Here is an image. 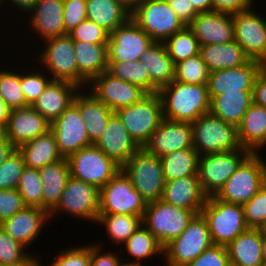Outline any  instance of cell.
<instances>
[{
	"label": "cell",
	"mask_w": 266,
	"mask_h": 266,
	"mask_svg": "<svg viewBox=\"0 0 266 266\" xmlns=\"http://www.w3.org/2000/svg\"><path fill=\"white\" fill-rule=\"evenodd\" d=\"M226 266H235L233 263H229L228 265H226Z\"/></svg>",
	"instance_id": "34e18365"
},
{
	"label": "cell",
	"mask_w": 266,
	"mask_h": 266,
	"mask_svg": "<svg viewBox=\"0 0 266 266\" xmlns=\"http://www.w3.org/2000/svg\"><path fill=\"white\" fill-rule=\"evenodd\" d=\"M89 83L92 85L91 93L113 112L140 101L148 94L140 86L113 77L107 71Z\"/></svg>",
	"instance_id": "2e32d148"
},
{
	"label": "cell",
	"mask_w": 266,
	"mask_h": 266,
	"mask_svg": "<svg viewBox=\"0 0 266 266\" xmlns=\"http://www.w3.org/2000/svg\"><path fill=\"white\" fill-rule=\"evenodd\" d=\"M243 207L248 228L259 229L266 220V183Z\"/></svg>",
	"instance_id": "c3c4849f"
},
{
	"label": "cell",
	"mask_w": 266,
	"mask_h": 266,
	"mask_svg": "<svg viewBox=\"0 0 266 266\" xmlns=\"http://www.w3.org/2000/svg\"><path fill=\"white\" fill-rule=\"evenodd\" d=\"M94 145L121 167L141 148L116 113Z\"/></svg>",
	"instance_id": "7402d4cb"
},
{
	"label": "cell",
	"mask_w": 266,
	"mask_h": 266,
	"mask_svg": "<svg viewBox=\"0 0 266 266\" xmlns=\"http://www.w3.org/2000/svg\"><path fill=\"white\" fill-rule=\"evenodd\" d=\"M170 7L176 13V15L182 20V22L188 26L196 17L198 12L194 9L192 3L189 0H167Z\"/></svg>",
	"instance_id": "6f0895ef"
},
{
	"label": "cell",
	"mask_w": 266,
	"mask_h": 266,
	"mask_svg": "<svg viewBox=\"0 0 266 266\" xmlns=\"http://www.w3.org/2000/svg\"><path fill=\"white\" fill-rule=\"evenodd\" d=\"M0 96L11 110L29 106L21 89L20 75L16 72L0 71Z\"/></svg>",
	"instance_id": "f6af8a7d"
},
{
	"label": "cell",
	"mask_w": 266,
	"mask_h": 266,
	"mask_svg": "<svg viewBox=\"0 0 266 266\" xmlns=\"http://www.w3.org/2000/svg\"><path fill=\"white\" fill-rule=\"evenodd\" d=\"M107 72L113 77L140 86L147 93H158L159 88L150 80L141 61H108Z\"/></svg>",
	"instance_id": "f35d334b"
},
{
	"label": "cell",
	"mask_w": 266,
	"mask_h": 266,
	"mask_svg": "<svg viewBox=\"0 0 266 266\" xmlns=\"http://www.w3.org/2000/svg\"><path fill=\"white\" fill-rule=\"evenodd\" d=\"M26 248L18 241L12 239L0 227V264L12 265L16 263H33L37 258H33L23 250Z\"/></svg>",
	"instance_id": "bcb514c9"
},
{
	"label": "cell",
	"mask_w": 266,
	"mask_h": 266,
	"mask_svg": "<svg viewBox=\"0 0 266 266\" xmlns=\"http://www.w3.org/2000/svg\"><path fill=\"white\" fill-rule=\"evenodd\" d=\"M266 183V163L259 153H251L215 195L218 199L244 205Z\"/></svg>",
	"instance_id": "5b68a950"
},
{
	"label": "cell",
	"mask_w": 266,
	"mask_h": 266,
	"mask_svg": "<svg viewBox=\"0 0 266 266\" xmlns=\"http://www.w3.org/2000/svg\"><path fill=\"white\" fill-rule=\"evenodd\" d=\"M134 263H123V264H120L119 266H142L141 264V260L140 262H137V261H133Z\"/></svg>",
	"instance_id": "2644e50d"
},
{
	"label": "cell",
	"mask_w": 266,
	"mask_h": 266,
	"mask_svg": "<svg viewBox=\"0 0 266 266\" xmlns=\"http://www.w3.org/2000/svg\"><path fill=\"white\" fill-rule=\"evenodd\" d=\"M253 103V91L226 92L210 100V112L224 122L238 126Z\"/></svg>",
	"instance_id": "8d00e7d4"
},
{
	"label": "cell",
	"mask_w": 266,
	"mask_h": 266,
	"mask_svg": "<svg viewBox=\"0 0 266 266\" xmlns=\"http://www.w3.org/2000/svg\"><path fill=\"white\" fill-rule=\"evenodd\" d=\"M191 125L193 148L199 155L234 151L242 148L238 139L237 126L224 122L211 112L201 115Z\"/></svg>",
	"instance_id": "3957f363"
},
{
	"label": "cell",
	"mask_w": 266,
	"mask_h": 266,
	"mask_svg": "<svg viewBox=\"0 0 266 266\" xmlns=\"http://www.w3.org/2000/svg\"><path fill=\"white\" fill-rule=\"evenodd\" d=\"M234 38L252 60L266 58V20L249 9L233 14Z\"/></svg>",
	"instance_id": "ac0fdd59"
},
{
	"label": "cell",
	"mask_w": 266,
	"mask_h": 266,
	"mask_svg": "<svg viewBox=\"0 0 266 266\" xmlns=\"http://www.w3.org/2000/svg\"><path fill=\"white\" fill-rule=\"evenodd\" d=\"M16 189L27 206L42 208V184L39 169L25 167Z\"/></svg>",
	"instance_id": "ee69618b"
},
{
	"label": "cell",
	"mask_w": 266,
	"mask_h": 266,
	"mask_svg": "<svg viewBox=\"0 0 266 266\" xmlns=\"http://www.w3.org/2000/svg\"><path fill=\"white\" fill-rule=\"evenodd\" d=\"M97 223L105 225L110 239L122 244L141 226L142 217L137 215L99 214Z\"/></svg>",
	"instance_id": "ab89813d"
},
{
	"label": "cell",
	"mask_w": 266,
	"mask_h": 266,
	"mask_svg": "<svg viewBox=\"0 0 266 266\" xmlns=\"http://www.w3.org/2000/svg\"><path fill=\"white\" fill-rule=\"evenodd\" d=\"M201 214L214 244L227 246L248 229L243 205L222 201L215 195L207 197Z\"/></svg>",
	"instance_id": "7a4b0ae2"
},
{
	"label": "cell",
	"mask_w": 266,
	"mask_h": 266,
	"mask_svg": "<svg viewBox=\"0 0 266 266\" xmlns=\"http://www.w3.org/2000/svg\"><path fill=\"white\" fill-rule=\"evenodd\" d=\"M262 69V61L250 59L242 66L209 73L207 87L210 100L226 92L253 91L256 78Z\"/></svg>",
	"instance_id": "d6986e66"
},
{
	"label": "cell",
	"mask_w": 266,
	"mask_h": 266,
	"mask_svg": "<svg viewBox=\"0 0 266 266\" xmlns=\"http://www.w3.org/2000/svg\"><path fill=\"white\" fill-rule=\"evenodd\" d=\"M263 63V68H266V58L262 61Z\"/></svg>",
	"instance_id": "753ad0ef"
},
{
	"label": "cell",
	"mask_w": 266,
	"mask_h": 266,
	"mask_svg": "<svg viewBox=\"0 0 266 266\" xmlns=\"http://www.w3.org/2000/svg\"><path fill=\"white\" fill-rule=\"evenodd\" d=\"M196 214L193 211L163 202L147 203L142 224L165 247L179 237Z\"/></svg>",
	"instance_id": "52a82bcc"
},
{
	"label": "cell",
	"mask_w": 266,
	"mask_h": 266,
	"mask_svg": "<svg viewBox=\"0 0 266 266\" xmlns=\"http://www.w3.org/2000/svg\"><path fill=\"white\" fill-rule=\"evenodd\" d=\"M24 168L23 156L15 149L0 165V189L16 188Z\"/></svg>",
	"instance_id": "7dc6e473"
},
{
	"label": "cell",
	"mask_w": 266,
	"mask_h": 266,
	"mask_svg": "<svg viewBox=\"0 0 266 266\" xmlns=\"http://www.w3.org/2000/svg\"><path fill=\"white\" fill-rule=\"evenodd\" d=\"M40 261H38V259H36L33 263H16V264H12V265H1L0 266H41Z\"/></svg>",
	"instance_id": "003e7915"
},
{
	"label": "cell",
	"mask_w": 266,
	"mask_h": 266,
	"mask_svg": "<svg viewBox=\"0 0 266 266\" xmlns=\"http://www.w3.org/2000/svg\"><path fill=\"white\" fill-rule=\"evenodd\" d=\"M22 154L25 167L40 169L47 164L64 159L58 149L56 138L51 130L31 139L18 148Z\"/></svg>",
	"instance_id": "d590c367"
},
{
	"label": "cell",
	"mask_w": 266,
	"mask_h": 266,
	"mask_svg": "<svg viewBox=\"0 0 266 266\" xmlns=\"http://www.w3.org/2000/svg\"><path fill=\"white\" fill-rule=\"evenodd\" d=\"M70 176L101 189L120 170L121 166L94 144L71 154L67 158Z\"/></svg>",
	"instance_id": "8fae6325"
},
{
	"label": "cell",
	"mask_w": 266,
	"mask_h": 266,
	"mask_svg": "<svg viewBox=\"0 0 266 266\" xmlns=\"http://www.w3.org/2000/svg\"><path fill=\"white\" fill-rule=\"evenodd\" d=\"M74 51L78 65V87L107 71V44H93L74 41Z\"/></svg>",
	"instance_id": "4316f807"
},
{
	"label": "cell",
	"mask_w": 266,
	"mask_h": 266,
	"mask_svg": "<svg viewBox=\"0 0 266 266\" xmlns=\"http://www.w3.org/2000/svg\"><path fill=\"white\" fill-rule=\"evenodd\" d=\"M46 48L41 54V65L48 68L52 80L67 81L78 86V65L74 41L66 34L45 40Z\"/></svg>",
	"instance_id": "5bb4252c"
},
{
	"label": "cell",
	"mask_w": 266,
	"mask_h": 266,
	"mask_svg": "<svg viewBox=\"0 0 266 266\" xmlns=\"http://www.w3.org/2000/svg\"><path fill=\"white\" fill-rule=\"evenodd\" d=\"M100 209V189L82 180L69 177L57 206L49 213L66 211L78 218L97 222Z\"/></svg>",
	"instance_id": "4fadbf2b"
},
{
	"label": "cell",
	"mask_w": 266,
	"mask_h": 266,
	"mask_svg": "<svg viewBox=\"0 0 266 266\" xmlns=\"http://www.w3.org/2000/svg\"><path fill=\"white\" fill-rule=\"evenodd\" d=\"M147 202L120 170L100 189L99 214L137 215L143 217Z\"/></svg>",
	"instance_id": "30bf717a"
},
{
	"label": "cell",
	"mask_w": 266,
	"mask_h": 266,
	"mask_svg": "<svg viewBox=\"0 0 266 266\" xmlns=\"http://www.w3.org/2000/svg\"><path fill=\"white\" fill-rule=\"evenodd\" d=\"M200 46L234 41L233 15L217 11L198 13L188 25Z\"/></svg>",
	"instance_id": "44dd1931"
},
{
	"label": "cell",
	"mask_w": 266,
	"mask_h": 266,
	"mask_svg": "<svg viewBox=\"0 0 266 266\" xmlns=\"http://www.w3.org/2000/svg\"><path fill=\"white\" fill-rule=\"evenodd\" d=\"M27 205L16 188L0 189V223L12 217Z\"/></svg>",
	"instance_id": "db71d44e"
},
{
	"label": "cell",
	"mask_w": 266,
	"mask_h": 266,
	"mask_svg": "<svg viewBox=\"0 0 266 266\" xmlns=\"http://www.w3.org/2000/svg\"><path fill=\"white\" fill-rule=\"evenodd\" d=\"M50 218L49 213L40 207L26 206L12 217L0 223L3 229L12 239L18 241L23 246L32 244L36 236L40 234L44 223Z\"/></svg>",
	"instance_id": "d4e9b609"
},
{
	"label": "cell",
	"mask_w": 266,
	"mask_h": 266,
	"mask_svg": "<svg viewBox=\"0 0 266 266\" xmlns=\"http://www.w3.org/2000/svg\"><path fill=\"white\" fill-rule=\"evenodd\" d=\"M229 263L226 246L213 244L187 266H226Z\"/></svg>",
	"instance_id": "11a10c76"
},
{
	"label": "cell",
	"mask_w": 266,
	"mask_h": 266,
	"mask_svg": "<svg viewBox=\"0 0 266 266\" xmlns=\"http://www.w3.org/2000/svg\"><path fill=\"white\" fill-rule=\"evenodd\" d=\"M259 231H260V233L262 234V236H266V220H265V222L260 226Z\"/></svg>",
	"instance_id": "8c879c8a"
},
{
	"label": "cell",
	"mask_w": 266,
	"mask_h": 266,
	"mask_svg": "<svg viewBox=\"0 0 266 266\" xmlns=\"http://www.w3.org/2000/svg\"><path fill=\"white\" fill-rule=\"evenodd\" d=\"M253 102L266 108V68L260 71L254 83Z\"/></svg>",
	"instance_id": "91938a15"
},
{
	"label": "cell",
	"mask_w": 266,
	"mask_h": 266,
	"mask_svg": "<svg viewBox=\"0 0 266 266\" xmlns=\"http://www.w3.org/2000/svg\"><path fill=\"white\" fill-rule=\"evenodd\" d=\"M200 55L210 73L239 67L250 60L243 48L235 40L223 44L200 46Z\"/></svg>",
	"instance_id": "e575fe53"
},
{
	"label": "cell",
	"mask_w": 266,
	"mask_h": 266,
	"mask_svg": "<svg viewBox=\"0 0 266 266\" xmlns=\"http://www.w3.org/2000/svg\"><path fill=\"white\" fill-rule=\"evenodd\" d=\"M43 76L42 73H32L20 75L21 89L26 98V102L32 105L33 102L42 94L47 85L52 81L50 78ZM50 79V80H49Z\"/></svg>",
	"instance_id": "f907efd6"
},
{
	"label": "cell",
	"mask_w": 266,
	"mask_h": 266,
	"mask_svg": "<svg viewBox=\"0 0 266 266\" xmlns=\"http://www.w3.org/2000/svg\"><path fill=\"white\" fill-rule=\"evenodd\" d=\"M7 140V129L5 124L0 123V143Z\"/></svg>",
	"instance_id": "03108f58"
},
{
	"label": "cell",
	"mask_w": 266,
	"mask_h": 266,
	"mask_svg": "<svg viewBox=\"0 0 266 266\" xmlns=\"http://www.w3.org/2000/svg\"><path fill=\"white\" fill-rule=\"evenodd\" d=\"M212 11L236 14L251 9L253 0H211ZM251 5V6H250Z\"/></svg>",
	"instance_id": "9f6ffc18"
},
{
	"label": "cell",
	"mask_w": 266,
	"mask_h": 266,
	"mask_svg": "<svg viewBox=\"0 0 266 266\" xmlns=\"http://www.w3.org/2000/svg\"><path fill=\"white\" fill-rule=\"evenodd\" d=\"M163 118L194 122L201 115L210 112V98L207 85L185 84L173 80L159 89Z\"/></svg>",
	"instance_id": "6da1fadb"
},
{
	"label": "cell",
	"mask_w": 266,
	"mask_h": 266,
	"mask_svg": "<svg viewBox=\"0 0 266 266\" xmlns=\"http://www.w3.org/2000/svg\"><path fill=\"white\" fill-rule=\"evenodd\" d=\"M130 8H132L139 0H121Z\"/></svg>",
	"instance_id": "89a4df30"
},
{
	"label": "cell",
	"mask_w": 266,
	"mask_h": 266,
	"mask_svg": "<svg viewBox=\"0 0 266 266\" xmlns=\"http://www.w3.org/2000/svg\"><path fill=\"white\" fill-rule=\"evenodd\" d=\"M31 12L30 24L44 40L67 34L63 20V0H39Z\"/></svg>",
	"instance_id": "f1b7e54d"
},
{
	"label": "cell",
	"mask_w": 266,
	"mask_h": 266,
	"mask_svg": "<svg viewBox=\"0 0 266 266\" xmlns=\"http://www.w3.org/2000/svg\"><path fill=\"white\" fill-rule=\"evenodd\" d=\"M49 266H90L91 245L61 251Z\"/></svg>",
	"instance_id": "f5cc1de1"
},
{
	"label": "cell",
	"mask_w": 266,
	"mask_h": 266,
	"mask_svg": "<svg viewBox=\"0 0 266 266\" xmlns=\"http://www.w3.org/2000/svg\"><path fill=\"white\" fill-rule=\"evenodd\" d=\"M262 239L259 229L242 232L226 246L230 262L235 266H263Z\"/></svg>",
	"instance_id": "f546056e"
},
{
	"label": "cell",
	"mask_w": 266,
	"mask_h": 266,
	"mask_svg": "<svg viewBox=\"0 0 266 266\" xmlns=\"http://www.w3.org/2000/svg\"><path fill=\"white\" fill-rule=\"evenodd\" d=\"M238 139L242 148L251 153L266 145V108L254 102L237 126Z\"/></svg>",
	"instance_id": "d6a6232c"
},
{
	"label": "cell",
	"mask_w": 266,
	"mask_h": 266,
	"mask_svg": "<svg viewBox=\"0 0 266 266\" xmlns=\"http://www.w3.org/2000/svg\"><path fill=\"white\" fill-rule=\"evenodd\" d=\"M207 195L203 192L198 175L165 181L161 200L165 203L201 214Z\"/></svg>",
	"instance_id": "cb8c5ba5"
},
{
	"label": "cell",
	"mask_w": 266,
	"mask_h": 266,
	"mask_svg": "<svg viewBox=\"0 0 266 266\" xmlns=\"http://www.w3.org/2000/svg\"><path fill=\"white\" fill-rule=\"evenodd\" d=\"M121 170L147 203L161 199L165 179L160 157L140 148Z\"/></svg>",
	"instance_id": "8992f818"
},
{
	"label": "cell",
	"mask_w": 266,
	"mask_h": 266,
	"mask_svg": "<svg viewBox=\"0 0 266 266\" xmlns=\"http://www.w3.org/2000/svg\"><path fill=\"white\" fill-rule=\"evenodd\" d=\"M262 251H263V261L266 263V236L262 239Z\"/></svg>",
	"instance_id": "a7ac6f4b"
},
{
	"label": "cell",
	"mask_w": 266,
	"mask_h": 266,
	"mask_svg": "<svg viewBox=\"0 0 266 266\" xmlns=\"http://www.w3.org/2000/svg\"><path fill=\"white\" fill-rule=\"evenodd\" d=\"M6 129L8 141L18 149L50 130V122L29 105L11 110Z\"/></svg>",
	"instance_id": "603a6c76"
},
{
	"label": "cell",
	"mask_w": 266,
	"mask_h": 266,
	"mask_svg": "<svg viewBox=\"0 0 266 266\" xmlns=\"http://www.w3.org/2000/svg\"><path fill=\"white\" fill-rule=\"evenodd\" d=\"M86 12L109 34L131 18V8L121 0H86Z\"/></svg>",
	"instance_id": "1f68e13d"
},
{
	"label": "cell",
	"mask_w": 266,
	"mask_h": 266,
	"mask_svg": "<svg viewBox=\"0 0 266 266\" xmlns=\"http://www.w3.org/2000/svg\"><path fill=\"white\" fill-rule=\"evenodd\" d=\"M131 18L155 42H165L186 27L167 0H139L131 8Z\"/></svg>",
	"instance_id": "277c9868"
},
{
	"label": "cell",
	"mask_w": 266,
	"mask_h": 266,
	"mask_svg": "<svg viewBox=\"0 0 266 266\" xmlns=\"http://www.w3.org/2000/svg\"><path fill=\"white\" fill-rule=\"evenodd\" d=\"M79 89L73 83L52 80L31 106L52 123L73 103Z\"/></svg>",
	"instance_id": "484cf974"
},
{
	"label": "cell",
	"mask_w": 266,
	"mask_h": 266,
	"mask_svg": "<svg viewBox=\"0 0 266 266\" xmlns=\"http://www.w3.org/2000/svg\"><path fill=\"white\" fill-rule=\"evenodd\" d=\"M125 250L136 260L151 258L157 253L164 255V247L159 241L148 231L143 224L127 239Z\"/></svg>",
	"instance_id": "b9f144b4"
},
{
	"label": "cell",
	"mask_w": 266,
	"mask_h": 266,
	"mask_svg": "<svg viewBox=\"0 0 266 266\" xmlns=\"http://www.w3.org/2000/svg\"><path fill=\"white\" fill-rule=\"evenodd\" d=\"M73 103L78 107L81 118L84 120L90 142L95 144L115 112L91 92L85 96L80 93L76 94Z\"/></svg>",
	"instance_id": "83f0119b"
},
{
	"label": "cell",
	"mask_w": 266,
	"mask_h": 266,
	"mask_svg": "<svg viewBox=\"0 0 266 266\" xmlns=\"http://www.w3.org/2000/svg\"><path fill=\"white\" fill-rule=\"evenodd\" d=\"M146 67L150 80L160 89L175 77V64L169 57L164 42L151 43L140 57Z\"/></svg>",
	"instance_id": "836d02e7"
},
{
	"label": "cell",
	"mask_w": 266,
	"mask_h": 266,
	"mask_svg": "<svg viewBox=\"0 0 266 266\" xmlns=\"http://www.w3.org/2000/svg\"><path fill=\"white\" fill-rule=\"evenodd\" d=\"M194 6V9L198 13L211 12L212 11V1L211 0H189Z\"/></svg>",
	"instance_id": "94428289"
},
{
	"label": "cell",
	"mask_w": 266,
	"mask_h": 266,
	"mask_svg": "<svg viewBox=\"0 0 266 266\" xmlns=\"http://www.w3.org/2000/svg\"><path fill=\"white\" fill-rule=\"evenodd\" d=\"M143 148L160 158L177 150L193 148L192 125L164 118Z\"/></svg>",
	"instance_id": "ffe728a7"
},
{
	"label": "cell",
	"mask_w": 266,
	"mask_h": 266,
	"mask_svg": "<svg viewBox=\"0 0 266 266\" xmlns=\"http://www.w3.org/2000/svg\"><path fill=\"white\" fill-rule=\"evenodd\" d=\"M153 42L151 37L130 18L109 34L108 61H139Z\"/></svg>",
	"instance_id": "9a60e30c"
},
{
	"label": "cell",
	"mask_w": 266,
	"mask_h": 266,
	"mask_svg": "<svg viewBox=\"0 0 266 266\" xmlns=\"http://www.w3.org/2000/svg\"><path fill=\"white\" fill-rule=\"evenodd\" d=\"M213 244L206 219L197 214L182 234L164 247L167 266H187Z\"/></svg>",
	"instance_id": "9c48e42d"
},
{
	"label": "cell",
	"mask_w": 266,
	"mask_h": 266,
	"mask_svg": "<svg viewBox=\"0 0 266 266\" xmlns=\"http://www.w3.org/2000/svg\"><path fill=\"white\" fill-rule=\"evenodd\" d=\"M11 109L0 96V123L7 126Z\"/></svg>",
	"instance_id": "e7e4bbea"
},
{
	"label": "cell",
	"mask_w": 266,
	"mask_h": 266,
	"mask_svg": "<svg viewBox=\"0 0 266 266\" xmlns=\"http://www.w3.org/2000/svg\"><path fill=\"white\" fill-rule=\"evenodd\" d=\"M39 0H11L15 6L18 7V9H21V11L26 13L30 12L34 6L38 3Z\"/></svg>",
	"instance_id": "be15d7a7"
},
{
	"label": "cell",
	"mask_w": 266,
	"mask_h": 266,
	"mask_svg": "<svg viewBox=\"0 0 266 266\" xmlns=\"http://www.w3.org/2000/svg\"><path fill=\"white\" fill-rule=\"evenodd\" d=\"M42 184V209L50 213L58 204L70 177L66 158L39 169Z\"/></svg>",
	"instance_id": "4dcf8cb0"
},
{
	"label": "cell",
	"mask_w": 266,
	"mask_h": 266,
	"mask_svg": "<svg viewBox=\"0 0 266 266\" xmlns=\"http://www.w3.org/2000/svg\"><path fill=\"white\" fill-rule=\"evenodd\" d=\"M251 154L247 149L199 155L197 175L203 192L209 197L216 195L227 179Z\"/></svg>",
	"instance_id": "7c38bea8"
},
{
	"label": "cell",
	"mask_w": 266,
	"mask_h": 266,
	"mask_svg": "<svg viewBox=\"0 0 266 266\" xmlns=\"http://www.w3.org/2000/svg\"><path fill=\"white\" fill-rule=\"evenodd\" d=\"M101 246L96 244L91 245V261L90 266H119L121 264L120 259L113 252L100 254Z\"/></svg>",
	"instance_id": "680465c9"
},
{
	"label": "cell",
	"mask_w": 266,
	"mask_h": 266,
	"mask_svg": "<svg viewBox=\"0 0 266 266\" xmlns=\"http://www.w3.org/2000/svg\"><path fill=\"white\" fill-rule=\"evenodd\" d=\"M59 152L64 158L93 145L87 135L78 107L72 103L57 119L50 123Z\"/></svg>",
	"instance_id": "e0dca14e"
},
{
	"label": "cell",
	"mask_w": 266,
	"mask_h": 266,
	"mask_svg": "<svg viewBox=\"0 0 266 266\" xmlns=\"http://www.w3.org/2000/svg\"><path fill=\"white\" fill-rule=\"evenodd\" d=\"M199 153L194 148L177 150L161 157L165 181L197 175Z\"/></svg>",
	"instance_id": "74e56055"
},
{
	"label": "cell",
	"mask_w": 266,
	"mask_h": 266,
	"mask_svg": "<svg viewBox=\"0 0 266 266\" xmlns=\"http://www.w3.org/2000/svg\"><path fill=\"white\" fill-rule=\"evenodd\" d=\"M73 41H82L93 44H107L109 33L97 23L86 19L68 33Z\"/></svg>",
	"instance_id": "681fc988"
},
{
	"label": "cell",
	"mask_w": 266,
	"mask_h": 266,
	"mask_svg": "<svg viewBox=\"0 0 266 266\" xmlns=\"http://www.w3.org/2000/svg\"><path fill=\"white\" fill-rule=\"evenodd\" d=\"M86 19V0H63V20L67 34Z\"/></svg>",
	"instance_id": "816d5d0a"
},
{
	"label": "cell",
	"mask_w": 266,
	"mask_h": 266,
	"mask_svg": "<svg viewBox=\"0 0 266 266\" xmlns=\"http://www.w3.org/2000/svg\"><path fill=\"white\" fill-rule=\"evenodd\" d=\"M16 148L8 141L0 143V165L9 157Z\"/></svg>",
	"instance_id": "6125c7cd"
},
{
	"label": "cell",
	"mask_w": 266,
	"mask_h": 266,
	"mask_svg": "<svg viewBox=\"0 0 266 266\" xmlns=\"http://www.w3.org/2000/svg\"><path fill=\"white\" fill-rule=\"evenodd\" d=\"M115 113L141 148L164 119L158 93H148L140 101L120 108Z\"/></svg>",
	"instance_id": "ba28073f"
},
{
	"label": "cell",
	"mask_w": 266,
	"mask_h": 266,
	"mask_svg": "<svg viewBox=\"0 0 266 266\" xmlns=\"http://www.w3.org/2000/svg\"><path fill=\"white\" fill-rule=\"evenodd\" d=\"M164 43L174 64L200 54L199 41L188 26L174 33Z\"/></svg>",
	"instance_id": "60d3db41"
},
{
	"label": "cell",
	"mask_w": 266,
	"mask_h": 266,
	"mask_svg": "<svg viewBox=\"0 0 266 266\" xmlns=\"http://www.w3.org/2000/svg\"><path fill=\"white\" fill-rule=\"evenodd\" d=\"M209 71L202 56L197 54L175 64V77L185 84H208Z\"/></svg>",
	"instance_id": "7bdbcfd3"
}]
</instances>
